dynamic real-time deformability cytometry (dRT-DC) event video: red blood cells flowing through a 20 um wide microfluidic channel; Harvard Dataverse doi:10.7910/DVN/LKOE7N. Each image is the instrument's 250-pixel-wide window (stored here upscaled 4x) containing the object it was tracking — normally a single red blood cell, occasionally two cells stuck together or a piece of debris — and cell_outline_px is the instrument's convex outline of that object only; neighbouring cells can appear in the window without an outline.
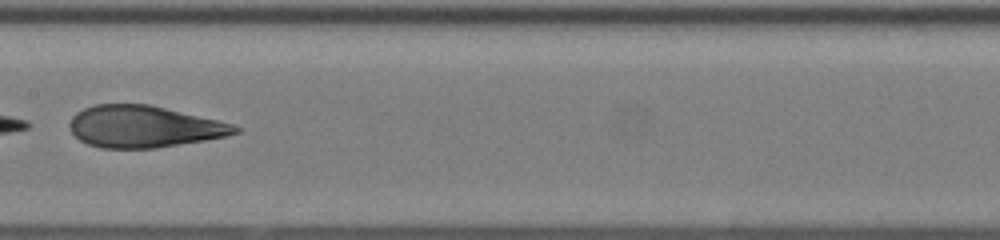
{"species": "human", "species_latin": "Homo sapiens", "temperature_condition": "room temperature", "stored_images_in_passage": 33, "camera_frame_rate_fps": 3000, "um_per_image_px": 0.085, "donor": {"sex": "female"}, "frame": {"image": 1, "passage_image": 28, "time_ms": 9.0, "image_size_px": [1000, 240], "cell_outline_px": [[240, 132], [224, 136], [204, 140], [156, 148], [100, 148], [88, 144], [80, 140], [68, 128], [68, 124], [72, 116], [76, 112], [84, 108], [96, 104], [148, 104], [216, 120], [232, 124], [240, 128]], "centroid_in_image_um": [12.17, 10.76], "position_along_channel_um": 195.2, "area_um2": 39.94}}